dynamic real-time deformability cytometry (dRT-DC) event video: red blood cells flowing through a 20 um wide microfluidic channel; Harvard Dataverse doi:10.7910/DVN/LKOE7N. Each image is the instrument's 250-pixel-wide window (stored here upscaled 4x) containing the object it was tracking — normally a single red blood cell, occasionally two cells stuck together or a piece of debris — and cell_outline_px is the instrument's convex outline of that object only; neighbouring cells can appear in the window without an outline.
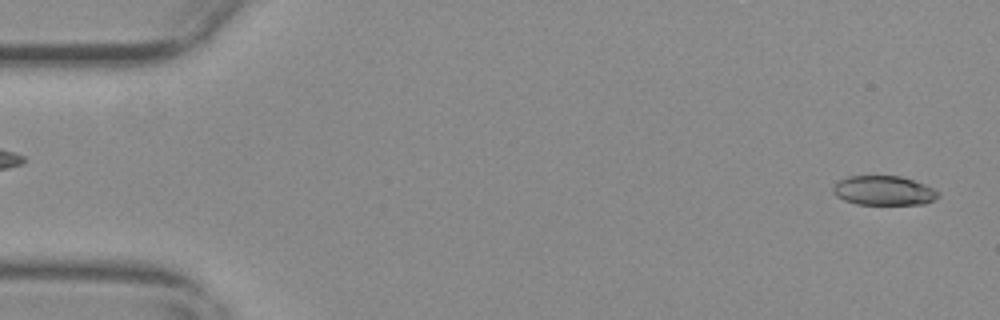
{"species": "common noctule bat (a hibernating species)", "species_latin": "Nyctalus noctula", "temperature_condition": "warm", "stored_images_in_passage": 56, "camera_frame_rate_fps": 3000, "um_per_image_px": 0.085, "animal": {"sex": "female", "body_mass_g": 29.2, "forearm_length_mm": 56.3}, "frame": {"image": 1, "passage_image": 2, "time_ms": 0.333, "image_size_px": [1000, 320], "cell_outline_px": [[940, 196], [924, 204], [856, 204], [844, 200], [836, 196], [832, 192], [832, 188], [840, 180], [848, 176], [900, 176], [924, 184], [940, 192]], "centroid_in_image_um": [75.11, 16.2], "position_along_channel_um": 9.9, "area_um2": 17.92}}
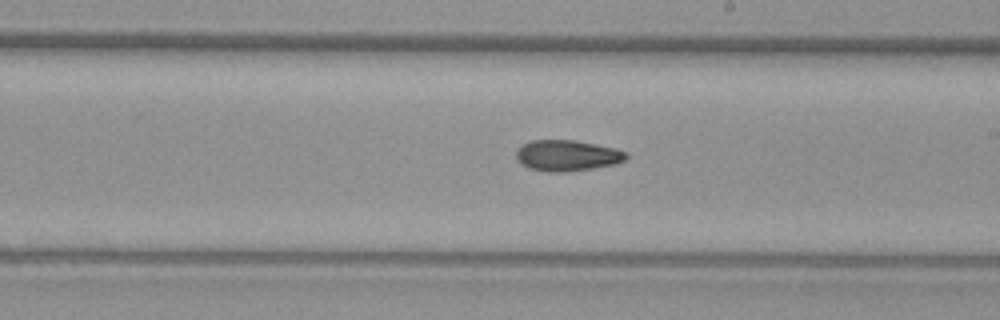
{"frame": {"image": 2, "passage_image": 32, "time_ms": 10.333, "image_size_px": [1000, 320], "cell_outline_px": [[628, 156], [624, 160], [616, 164], [568, 172], [544, 172], [528, 168], [520, 164], [516, 160], [516, 152], [524, 144], [532, 140], [572, 140], [616, 148], [628, 152]], "centroid_in_image_um": [48.2, 13.23], "position_along_channel_um": 240.8, "area_um2": 19.94}}
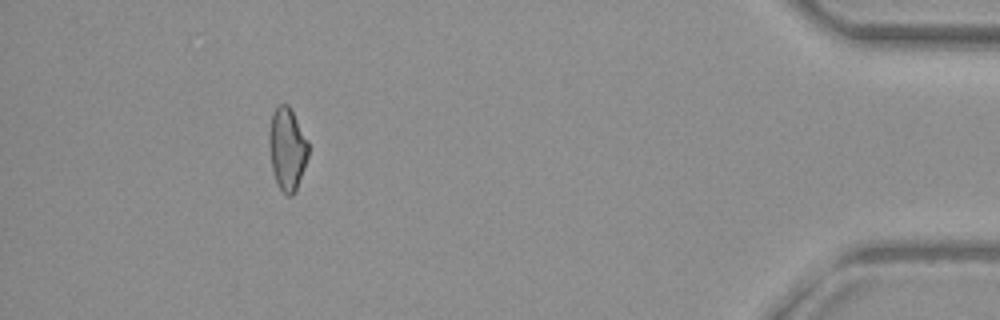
{"frame": {"image": 3, "passage_image": 51, "time_ms": 16.667, "image_size_px": [1000, 320], "cell_outline_px": [[308, 156], [304, 168], [296, 188], [292, 196], [288, 196], [280, 188], [272, 172], [268, 140], [268, 136], [272, 112], [280, 104], [288, 104], [308, 140]], "centroid_in_image_um": [24.4, 12.63], "position_along_channel_um": 410.8, "area_um2": 18.73}}